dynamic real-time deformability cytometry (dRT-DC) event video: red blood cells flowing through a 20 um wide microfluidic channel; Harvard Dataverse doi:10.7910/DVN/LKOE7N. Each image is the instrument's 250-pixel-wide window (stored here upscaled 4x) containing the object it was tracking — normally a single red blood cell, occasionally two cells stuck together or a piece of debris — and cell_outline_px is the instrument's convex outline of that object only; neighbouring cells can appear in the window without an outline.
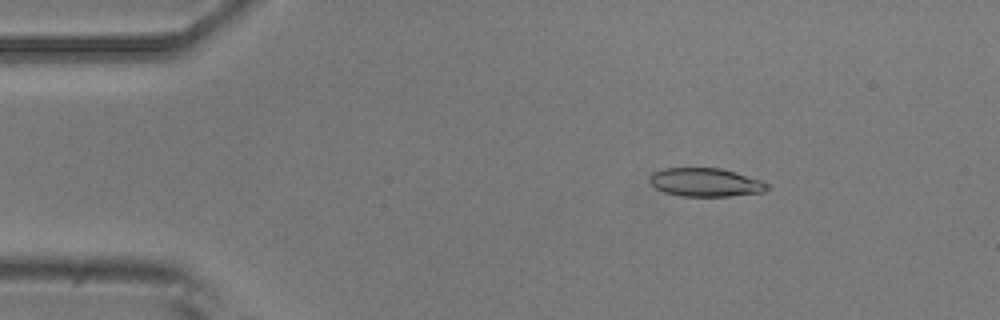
{"species": "common noctule bat (a hibernating species)", "species_latin": "Nyctalus noctula", "temperature_condition": "room temperature", "stored_images_in_passage": 54, "camera_frame_rate_fps": 3000, "um_per_image_px": 0.085, "animal": {"sex": "male", "body_mass_g": 20.5, "forearm_length_mm": 52.5}, "frame": {"image": 1, "passage_image": 8, "time_ms": 2.333, "image_size_px": [1000, 320], "cell_outline_px": [[768, 188], [764, 192], [728, 196], [680, 196], [664, 192], [656, 188], [648, 180], [648, 176], [652, 172], [664, 168], [720, 168], [736, 172], [760, 180], [768, 184]], "centroid_in_image_um": [59.93, 15.49], "position_along_channel_um": 25.1, "area_um2": 19.54}}
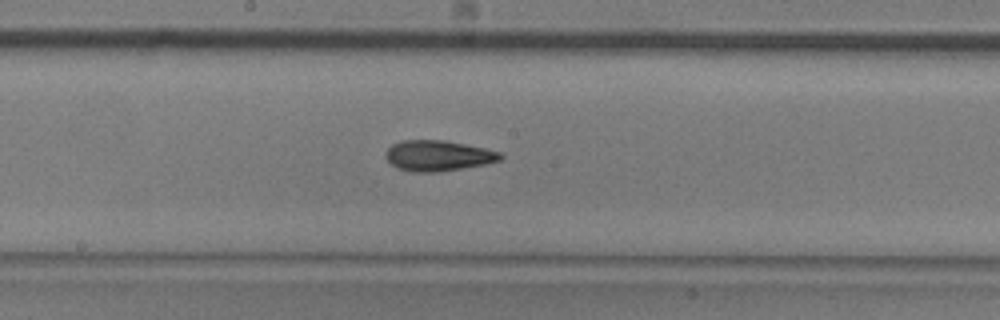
{"frame": {"image": 2, "passage_image": 28, "time_ms": 9.0, "image_size_px": [1000, 320], "cell_outline_px": [[504, 156], [500, 160], [484, 164], [440, 172], [412, 172], [396, 168], [384, 156], [384, 152], [392, 144], [400, 140], [444, 140], [484, 148], [500, 152]], "centroid_in_image_um": [37.19, 13.23], "position_along_channel_um": 211.0, "area_um2": 20.52}}
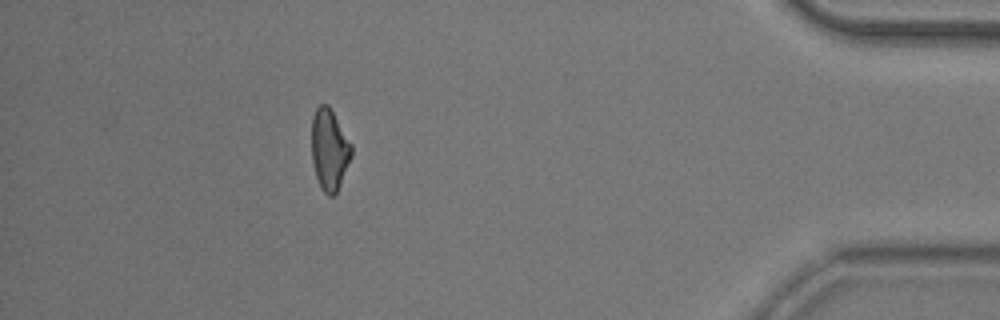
{"frame": {"image": 3, "passage_image": 48, "time_ms": 15.667, "image_size_px": [1000, 320], "cell_outline_px": [[352, 156], [340, 184], [336, 192], [332, 196], [328, 196], [324, 192], [316, 176], [312, 160], [312, 116], [316, 108], [320, 104], [328, 104], [352, 144]], "centroid_in_image_um": [28.0, 12.69], "position_along_channel_um": 407.2, "area_um2": 18.73}, "authors_computed_cell_mechanics": {"area_um2": 19.652, "velocity_mm_per_s": 3.7308, "shape_relaxation_time_tau1_ms": 5.3679, "shape_relaxation_time_tau2_ms": 3.1052, "deformation_change_tau1": 0.1756, "deformation_change_tau2": 0.1223}}